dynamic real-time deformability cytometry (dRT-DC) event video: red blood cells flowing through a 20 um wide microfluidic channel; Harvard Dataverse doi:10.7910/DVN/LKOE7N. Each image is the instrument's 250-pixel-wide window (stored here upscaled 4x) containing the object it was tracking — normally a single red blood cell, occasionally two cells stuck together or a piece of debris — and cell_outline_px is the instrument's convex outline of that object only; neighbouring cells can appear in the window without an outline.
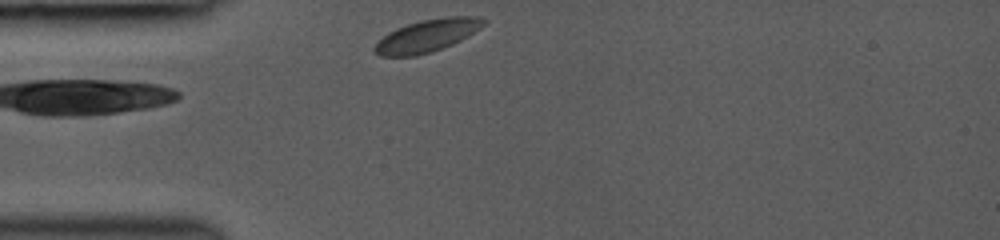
{"species": "common noctule bat (a hibernating species)", "species_latin": "Nyctalus noctula", "temperature_condition": "room temperature", "stored_images_in_passage": 29, "camera_frame_rate_fps": 3000, "um_per_image_px": 0.085, "animal": {"sex": "female", "body_mass_g": 19.0, "forearm_length_mm": 53.3}, "frame": {"image": 1, "passage_image": 1, "time_ms": 0.0, "image_size_px": [1000, 240], "cell_outline_px": [[488, 20], [480, 28], [460, 40], [452, 44], [432, 52], [416, 56], [380, 56], [372, 48], [388, 32], [396, 28], [420, 20], [444, 16], [480, 16]], "centroid_in_image_um": [36.33, 3.02], "position_along_channel_um": 48.7, "area_um2": 20.63}}
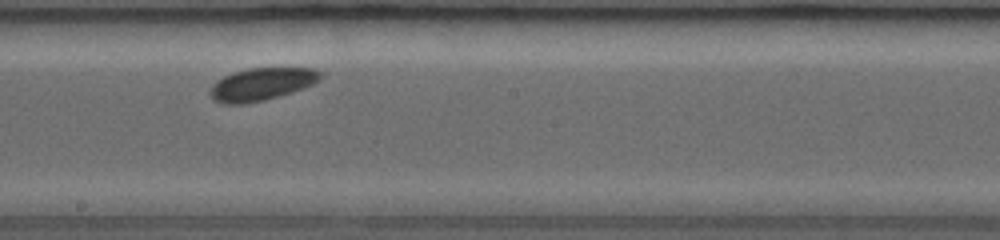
{"frame": {"image": 2, "passage_image": 15, "time_ms": 4.667, "image_size_px": [1000, 240], "cell_outline_px": [[320, 80], [312, 84], [292, 92], [280, 96], [264, 100], [244, 104], [224, 104], [212, 100], [208, 92], [212, 84], [216, 80], [232, 72], [248, 68], [312, 68], [320, 72]], "centroid_in_image_um": [22.16, 7.16], "position_along_channel_um": 226.0, "area_um2": 21.04}}
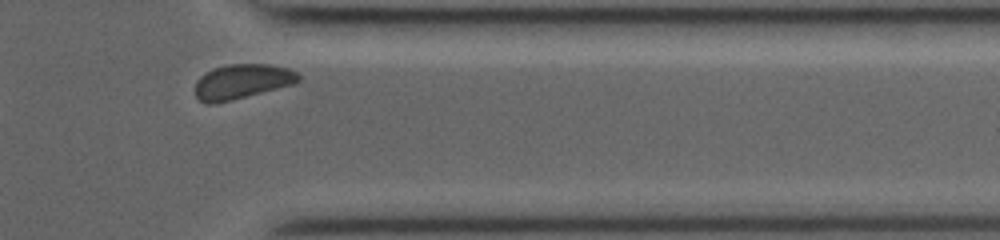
{"frame": {"image": 3, "passage_image": 27, "time_ms": 8.667, "image_size_px": [1000, 240], "cell_outline_px": [[300, 80], [292, 84], [232, 100], [216, 104], [204, 104], [196, 96], [196, 80], [200, 76], [212, 68], [228, 64], [268, 64], [288, 68], [296, 72], [300, 76]], "centroid_in_image_um": [20.53, 6.93], "position_along_channel_um": 390.9, "area_um2": 20.87}, "authors_computed_cell_mechanics": {"area_um2": 20.6346, "velocity_mm_per_s": 4.0844, "shape_relaxation_time_tau1_ms": 2.5631, "shape_relaxation_time_tau2_ms": null, "deformation_change_tau1": 0.0491, "deformation_change_tau2": null}}